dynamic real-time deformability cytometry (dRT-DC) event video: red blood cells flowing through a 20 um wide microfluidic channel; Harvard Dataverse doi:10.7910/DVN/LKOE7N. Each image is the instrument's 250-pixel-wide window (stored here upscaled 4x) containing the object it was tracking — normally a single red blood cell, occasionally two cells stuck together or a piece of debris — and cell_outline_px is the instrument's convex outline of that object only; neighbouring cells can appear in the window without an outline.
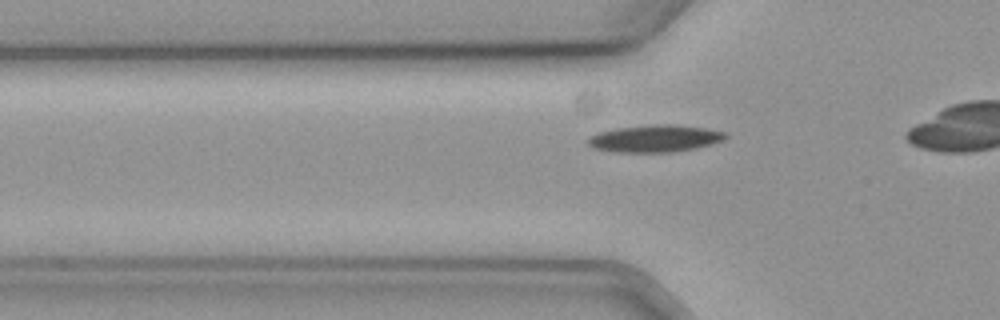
{"species": "common noctule bat (a hibernating species)", "species_latin": "Nyctalus noctula", "temperature_condition": "cold", "stored_images_in_passage": 18, "camera_frame_rate_fps": 3000, "um_per_image_px": 0.085, "animal": {"sex": "female", "body_mass_g": 19.3, "forearm_length_mm": 54.1}, "frame": {"image": 1, "passage_image": 8, "time_ms": 2.333, "image_size_px": [1000, 320], "cell_outline_px": [[728, 136], [724, 140], [712, 144], [696, 148], [672, 152], [612, 152], [592, 148], [584, 140], [588, 136], [596, 132], [616, 128], [656, 124], [676, 124], [704, 128], [728, 132]], "centroid_in_image_um": [55.63, 11.77], "position_along_channel_um": 70.2, "area_um2": 22.2}}